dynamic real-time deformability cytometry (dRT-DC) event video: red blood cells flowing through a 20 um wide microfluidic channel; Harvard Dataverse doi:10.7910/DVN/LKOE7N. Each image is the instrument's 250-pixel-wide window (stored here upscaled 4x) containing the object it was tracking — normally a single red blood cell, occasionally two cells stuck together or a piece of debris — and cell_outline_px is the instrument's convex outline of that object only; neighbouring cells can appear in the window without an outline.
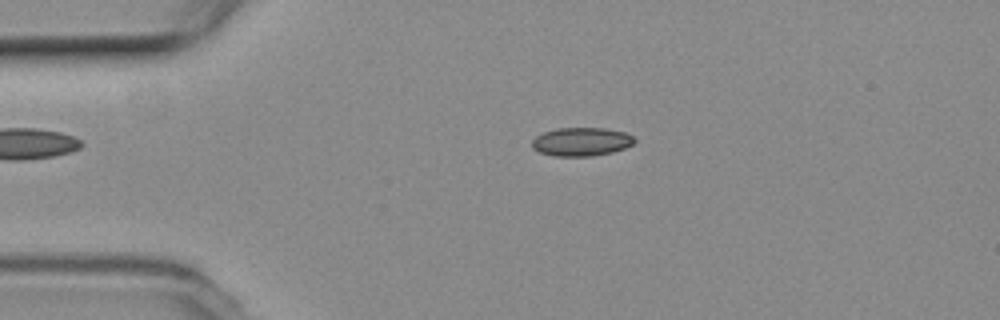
{"species": "common noctule bat (a hibernating species)", "species_latin": "Nyctalus noctula", "temperature_condition": "room temperature", "stored_images_in_passage": 54, "camera_frame_rate_fps": 3000, "um_per_image_px": 0.085, "animal": {"sex": "female", "body_mass_g": 19.3, "forearm_length_mm": 54.1}, "frame": {"image": 1, "passage_image": 11, "time_ms": 3.333, "image_size_px": [1000, 320], "cell_outline_px": [[636, 140], [632, 144], [624, 148], [612, 152], [592, 156], [552, 156], [540, 152], [532, 148], [532, 140], [536, 136], [544, 132], [556, 128], [604, 128], [624, 132], [632, 136]], "centroid_in_image_um": [49.39, 12.05], "position_along_channel_um": 35.6, "area_um2": 16.99}}
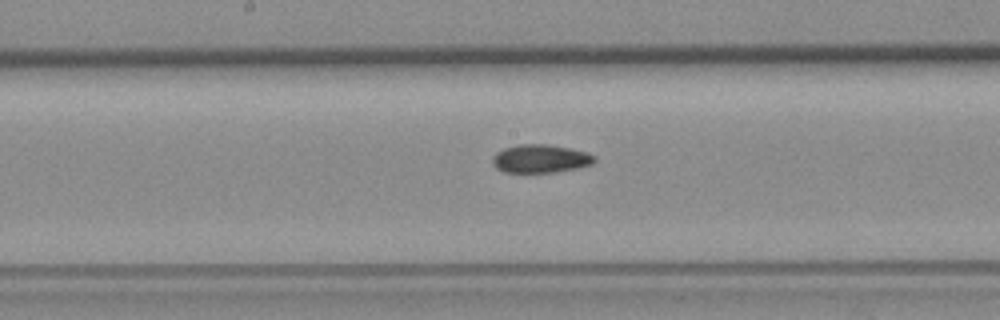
{"frame": {"image": 2, "passage_image": 27, "time_ms": 8.667, "image_size_px": [1000, 320], "cell_outline_px": [[596, 160], [592, 164], [580, 168], [556, 172], [504, 172], [496, 168], [492, 164], [492, 156], [496, 152], [504, 148], [516, 144], [548, 144], [572, 148], [588, 152], [596, 156]], "centroid_in_image_um": [45.96, 13.48], "position_along_channel_um": 202.2, "area_um2": 17.17}}
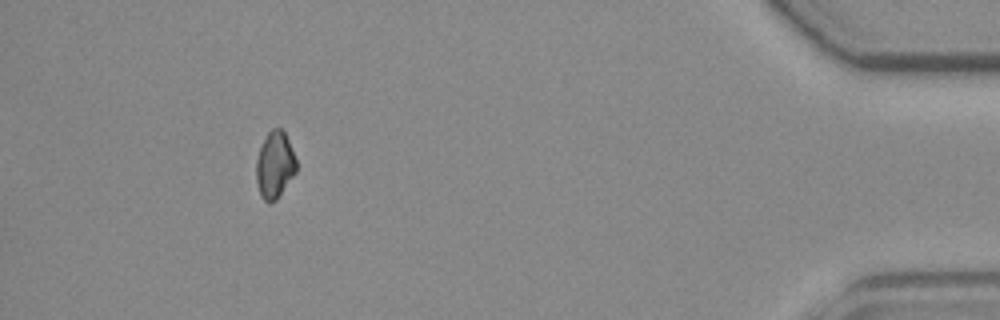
{"frame": {"image": 3, "passage_image": 49, "time_ms": 16.0, "image_size_px": [1000, 320], "cell_outline_px": [[296, 172], [276, 200], [268, 204], [260, 196], [256, 180], [256, 160], [260, 148], [268, 132], [272, 128], [280, 128], [284, 132], [288, 140], [296, 160]], "centroid_in_image_um": [23.34, 14.05], "position_along_channel_um": 411.9, "area_um2": 15.49}, "authors_computed_cell_mechanics": {"area_um2": 16.5597, "velocity_mm_per_s": 3.7652, "shape_relaxation_time_tau1_ms": 9.3225, "shape_relaxation_time_tau2_ms": 5.1993, "deformation_change_tau1": 0.1194, "deformation_change_tau2": 0.0915}}